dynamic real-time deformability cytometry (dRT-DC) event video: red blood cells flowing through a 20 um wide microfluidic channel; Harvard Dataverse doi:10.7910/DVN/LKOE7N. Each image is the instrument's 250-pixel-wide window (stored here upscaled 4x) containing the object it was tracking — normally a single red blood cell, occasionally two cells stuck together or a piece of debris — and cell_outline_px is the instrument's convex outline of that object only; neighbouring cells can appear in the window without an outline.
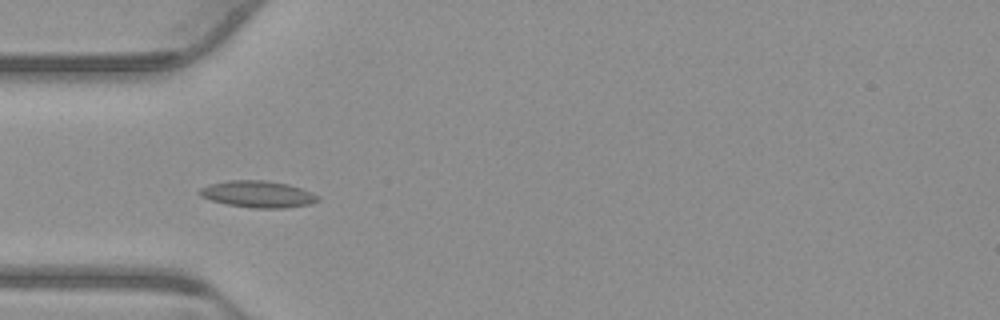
{"species": "common noctule bat (a hibernating species)", "species_latin": "Nyctalus noctula", "temperature_condition": "warm", "stored_images_in_passage": 45, "camera_frame_rate_fps": 3000, "um_per_image_px": 0.085, "animal": {"sex": "male", "body_mass_g": 23.1, "forearm_length_mm": 52.7}, "frame": {"image": 1, "passage_image": 7, "time_ms": 2.0, "image_size_px": [1000, 320], "cell_outline_px": [[320, 200], [308, 204], [284, 208], [252, 208], [228, 204], [212, 200], [200, 196], [196, 192], [200, 188], [208, 184], [228, 180], [264, 180], [288, 184], [312, 192], [320, 196]], "centroid_in_image_um": [21.9, 16.49], "position_along_channel_um": 63.1, "area_um2": 18.44}}
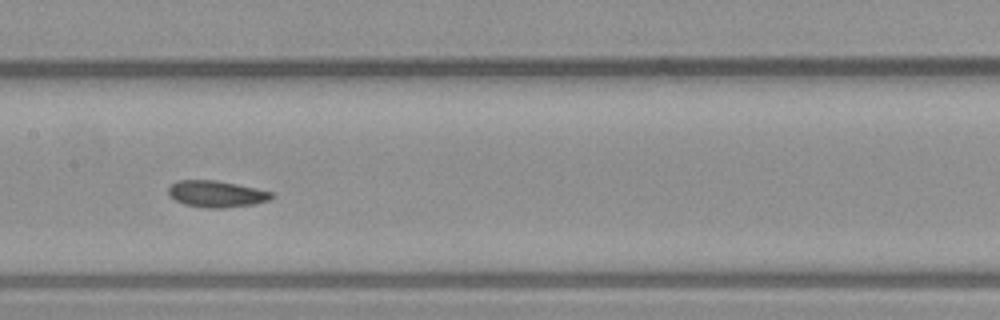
{"frame": {"image": 2, "passage_image": 17, "time_ms": 5.333, "image_size_px": [1000, 320], "cell_outline_px": [[276, 196], [268, 200], [252, 204], [224, 208], [208, 208], [184, 204], [168, 196], [168, 188], [176, 180], [216, 180], [256, 188], [272, 192]], "centroid_in_image_um": [18.38, 16.48], "position_along_channel_um": 189.0, "area_um2": 15.95}}
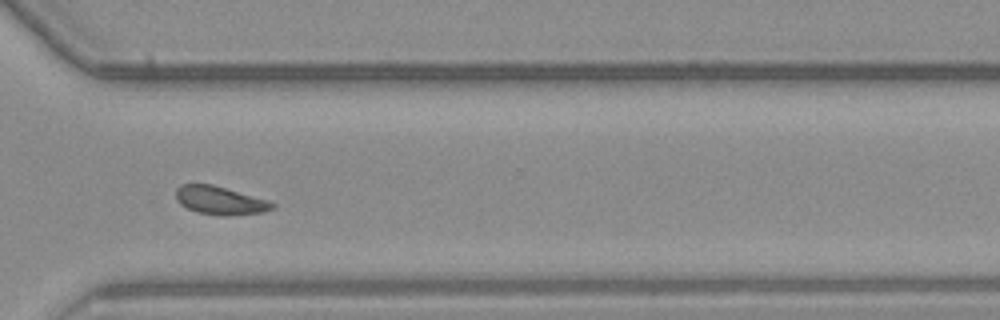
{"frame": {"image": 3, "passage_image": 30, "time_ms": 9.667, "image_size_px": [1000, 320], "cell_outline_px": [[276, 208], [264, 212], [224, 216], [196, 212], [180, 204], [176, 200], [176, 188], [180, 184], [212, 184], [268, 200], [276, 204]], "centroid_in_image_um": [18.71, 17.04], "position_along_channel_um": 351.9, "area_um2": 15.95}, "authors_computed_cell_mechanics": {"area_um2": 16.0106, "velocity_mm_per_s": 3.7711, "shape_relaxation_time_tau1_ms": null, "shape_relaxation_time_tau2_ms": 4.1237, "deformation_change_tau1": null, "deformation_change_tau2": 0.0924}}